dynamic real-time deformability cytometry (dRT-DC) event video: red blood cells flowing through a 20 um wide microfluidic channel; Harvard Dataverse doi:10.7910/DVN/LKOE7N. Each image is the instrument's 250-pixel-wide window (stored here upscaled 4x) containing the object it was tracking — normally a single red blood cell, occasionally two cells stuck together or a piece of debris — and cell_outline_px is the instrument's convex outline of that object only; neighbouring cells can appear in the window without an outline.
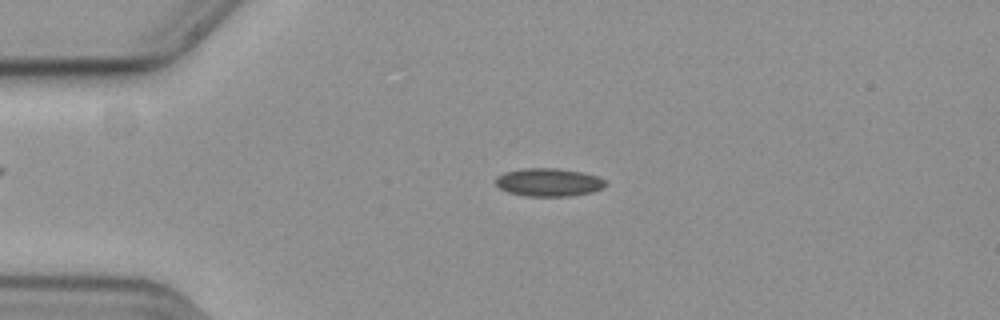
{"species": "common noctule bat (a hibernating species)", "species_latin": "Nyctalus noctula", "temperature_condition": "cold", "stored_images_in_passage": 47, "camera_frame_rate_fps": 3000, "um_per_image_px": 0.085, "animal": {"sex": "female", "body_mass_g": 19.3, "forearm_length_mm": 54.1}, "frame": {"image": 1, "passage_image": 3, "time_ms": 0.667, "image_size_px": [1000, 320], "cell_outline_px": [[608, 184], [604, 188], [592, 192], [572, 196], [524, 196], [508, 192], [500, 188], [496, 184], [496, 176], [504, 172], [524, 168], [556, 168], [580, 172], [596, 176], [604, 180]], "centroid_in_image_um": [46.64, 15.5], "position_along_channel_um": 38.4, "area_um2": 18.03}}
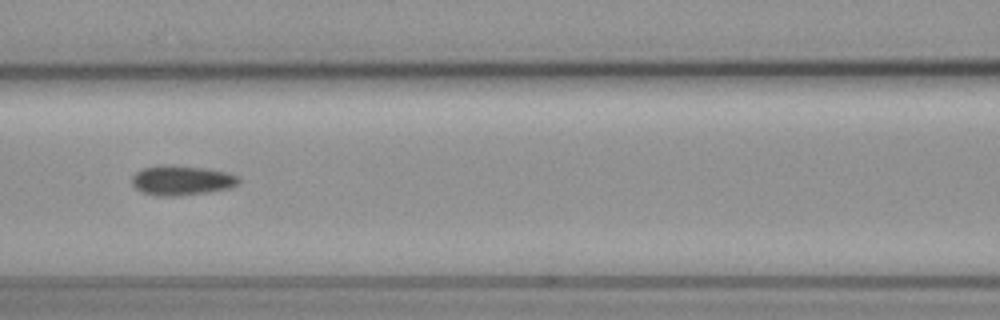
{"frame": {"image": 2, "passage_image": 15, "time_ms": 4.667, "image_size_px": [1000, 320], "cell_outline_px": [[240, 184], [232, 188], [208, 192], [176, 196], [156, 196], [144, 192], [136, 188], [132, 184], [132, 176], [136, 172], [144, 168], [164, 164], [176, 164], [208, 168], [228, 172], [240, 176]], "centroid_in_image_um": [15.51, 15.31], "position_along_channel_um": 151.1, "area_um2": 18.96}}
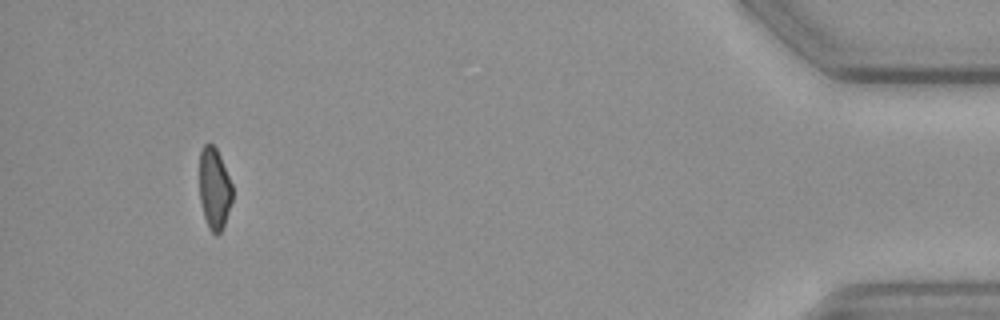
{"frame": {"image": 3, "passage_image": 43, "time_ms": 14.0, "image_size_px": [1000, 320], "cell_outline_px": [[232, 200], [224, 224], [220, 232], [216, 236], [208, 228], [200, 204], [200, 152], [204, 144], [212, 144], [216, 148], [220, 156], [232, 184]], "centroid_in_image_um": [18.21, 16.04], "position_along_channel_um": 417.0, "area_um2": 15.55}}